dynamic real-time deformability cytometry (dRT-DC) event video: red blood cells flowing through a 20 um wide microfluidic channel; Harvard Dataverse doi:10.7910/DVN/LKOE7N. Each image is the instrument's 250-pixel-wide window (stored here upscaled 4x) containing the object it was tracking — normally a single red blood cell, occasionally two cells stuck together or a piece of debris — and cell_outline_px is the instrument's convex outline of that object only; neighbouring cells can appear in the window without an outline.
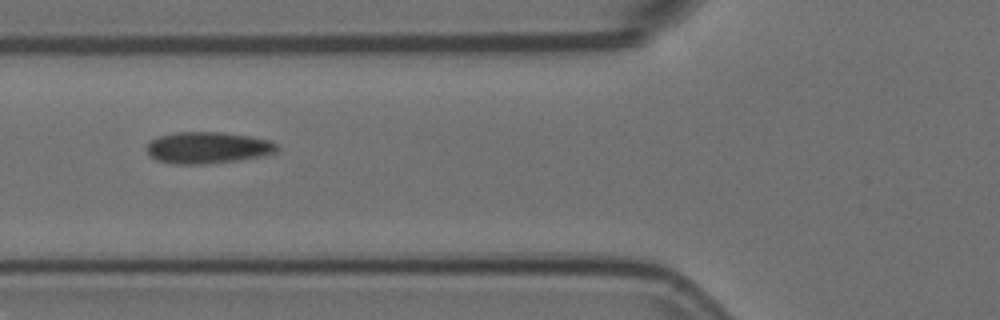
{"species": "Egyptian fruit bat (a non-hibernating species)", "species_latin": "Rousettus aegyptiacus", "temperature_condition": "room temperature", "stored_images_in_passage": 12, "segment_of_instrument_passage": [1, 2], "camera_frame_rate_fps": 3000, "um_per_image_px": 0.085, "animal": {"sex": "female"}, "frame": {"image": 1, "passage_image": 3, "time_ms": 0.667, "image_size_px": [1000, 320], "cell_outline_px": [[276, 152], [264, 156], [208, 164], [176, 164], [156, 160], [144, 148], [148, 140], [160, 136], [176, 132], [220, 132], [248, 136], [272, 140], [276, 144]], "centroid_in_image_um": [17.62, 12.55], "position_along_channel_um": 108.2, "area_um2": 24.04}}
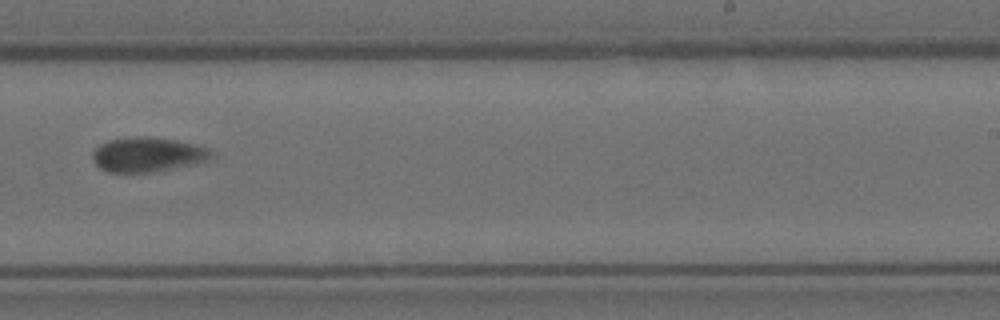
{"frame": {"image": 2, "passage_image": 7, "time_ms": 2.0, "image_size_px": [1000, 320], "cell_outline_px": [[212, 156], [208, 160], [192, 164], [148, 172], [108, 172], [100, 168], [92, 160], [92, 152], [100, 144], [108, 140], [136, 136], [176, 140], [196, 144], [208, 148], [212, 152]], "centroid_in_image_um": [12.51, 13.13], "position_along_channel_um": 276.5, "area_um2": 23.64}}
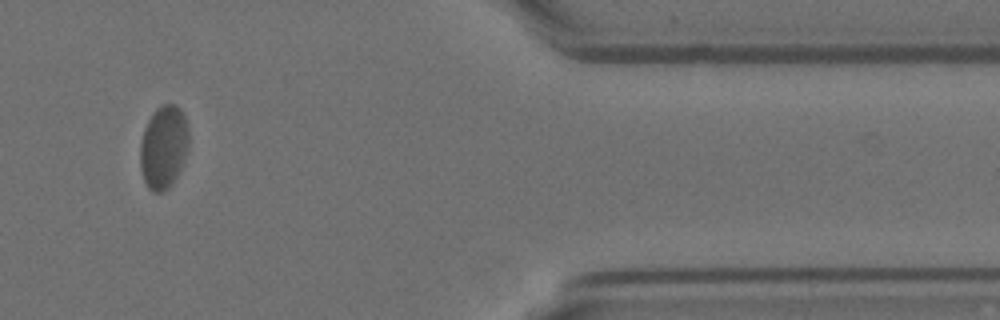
{"frame": {"image": 3, "passage_image": 11, "time_ms": 3.333, "image_size_px": [1000, 320], "cell_outline_px": [[188, 148], [184, 164], [172, 184], [164, 192], [152, 192], [148, 188], [144, 180], [140, 168], [140, 144], [144, 128], [152, 112], [160, 104], [176, 104], [180, 108], [184, 116], [188, 128]], "centroid_in_image_um": [13.91, 12.5], "position_along_channel_um": 397.5, "area_um2": 23.99}}